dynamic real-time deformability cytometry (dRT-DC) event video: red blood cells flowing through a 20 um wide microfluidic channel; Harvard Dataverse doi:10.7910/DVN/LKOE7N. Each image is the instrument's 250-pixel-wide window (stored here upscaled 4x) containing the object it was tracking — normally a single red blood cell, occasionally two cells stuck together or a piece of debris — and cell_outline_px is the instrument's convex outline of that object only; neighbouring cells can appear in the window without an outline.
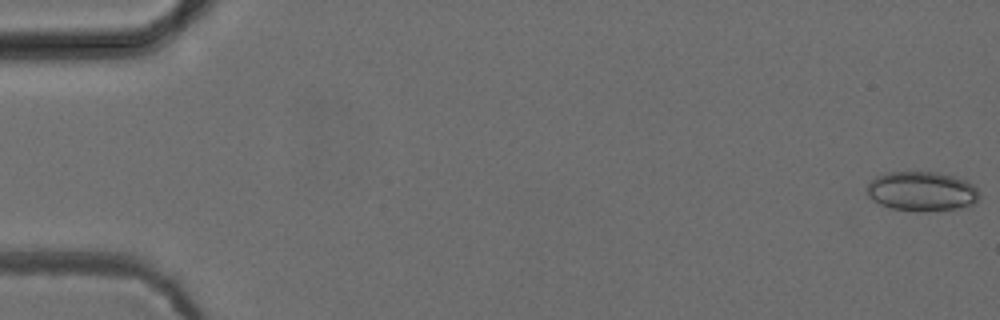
{"species": "common noctule bat (a hibernating species)", "species_latin": "Nyctalus noctula", "temperature_condition": "cold", "stored_images_in_passage": 53, "camera_frame_rate_fps": 3000, "um_per_image_px": 0.085, "animal": {"sex": "female", "body_mass_g": 24.6, "forearm_length_mm": 56.2}, "frame": {"image": 1, "passage_image": 1, "time_ms": 0.0, "image_size_px": [1000, 320], "cell_outline_px": [[980, 196], [972, 204], [956, 208], [920, 212], [892, 208], [880, 204], [872, 200], [868, 196], [864, 188], [876, 176], [888, 172], [936, 172], [952, 176], [964, 180], [972, 184], [976, 188]], "centroid_in_image_um": [78.29, 16.26], "position_along_channel_um": 6.7, "area_um2": 25.78}}
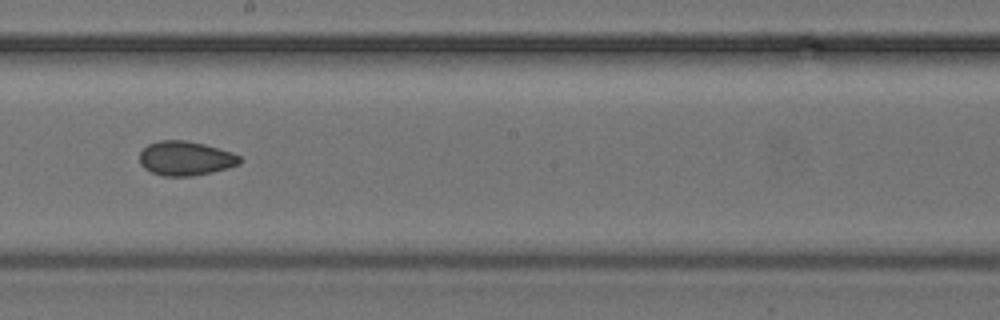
{"frame": {"image": 2, "passage_image": 30, "time_ms": 9.667, "image_size_px": [1000, 320], "cell_outline_px": [[240, 164], [228, 168], [212, 172], [192, 176], [164, 176], [152, 172], [144, 168], [140, 164], [140, 152], [148, 144], [160, 140], [184, 140], [204, 144], [232, 152], [240, 156]], "centroid_in_image_um": [15.77, 13.46], "position_along_channel_um": 232.4, "area_um2": 20.0}}
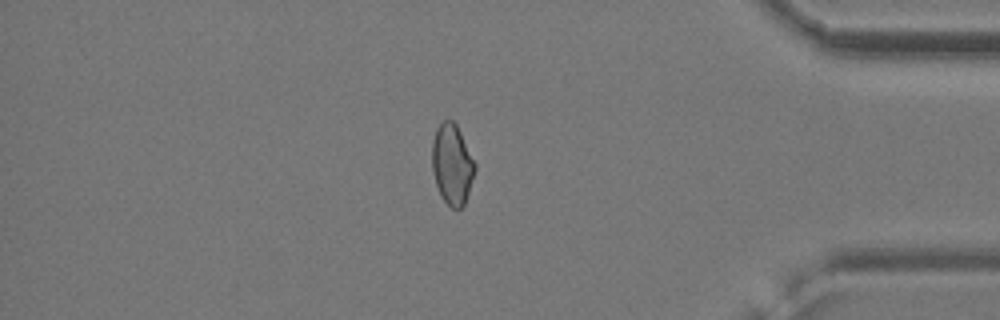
{"frame": {"image": 3, "passage_image": 45, "time_ms": 14.667, "image_size_px": [1000, 320], "cell_outline_px": [[476, 168], [464, 204], [460, 208], [452, 208], [440, 196], [432, 172], [432, 140], [436, 128], [444, 120], [452, 120], [456, 124], [476, 164]], "centroid_in_image_um": [38.41, 13.96], "position_along_channel_um": 396.8, "area_um2": 19.94}, "authors_computed_cell_mechanics": {"area_um2": 20.519, "velocity_mm_per_s": 3.9149, "shape_relaxation_time_tau1_ms": 3.3963, "shape_relaxation_time_tau2_ms": 5.23, "deformation_change_tau1": 0.0454, "deformation_change_tau2": 0.0884}}